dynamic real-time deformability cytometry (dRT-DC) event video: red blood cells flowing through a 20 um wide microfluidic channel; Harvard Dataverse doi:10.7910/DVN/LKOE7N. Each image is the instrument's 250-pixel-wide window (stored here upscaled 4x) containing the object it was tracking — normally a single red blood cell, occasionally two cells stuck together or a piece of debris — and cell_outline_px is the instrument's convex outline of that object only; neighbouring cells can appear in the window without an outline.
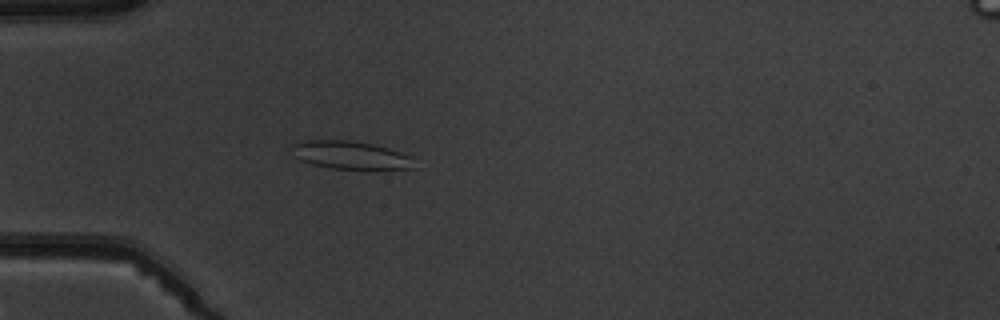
{"species": "common noctule bat (a hibernating species)", "species_latin": "Nyctalus noctula", "temperature_condition": "warm", "stored_images_in_passage": 5, "camera_frame_rate_fps": 3000, "um_per_image_px": 0.085, "animal": {"sex": "male", "body_mass_g": 19.5, "forearm_length_mm": 54.6}, "frame": {"image": 1, "passage_image": 5, "time_ms": 4.667, "image_size_px": [1000, 320], "cell_outline_px": [[412, 168], [368, 172], [332, 168], [312, 164], [300, 160], [288, 148], [292, 144], [308, 140], [348, 140], [372, 144], [388, 148], [412, 156]], "centroid_in_image_um": [29.81, 13.23], "position_along_channel_um": 55.2, "area_um2": 20.69}}